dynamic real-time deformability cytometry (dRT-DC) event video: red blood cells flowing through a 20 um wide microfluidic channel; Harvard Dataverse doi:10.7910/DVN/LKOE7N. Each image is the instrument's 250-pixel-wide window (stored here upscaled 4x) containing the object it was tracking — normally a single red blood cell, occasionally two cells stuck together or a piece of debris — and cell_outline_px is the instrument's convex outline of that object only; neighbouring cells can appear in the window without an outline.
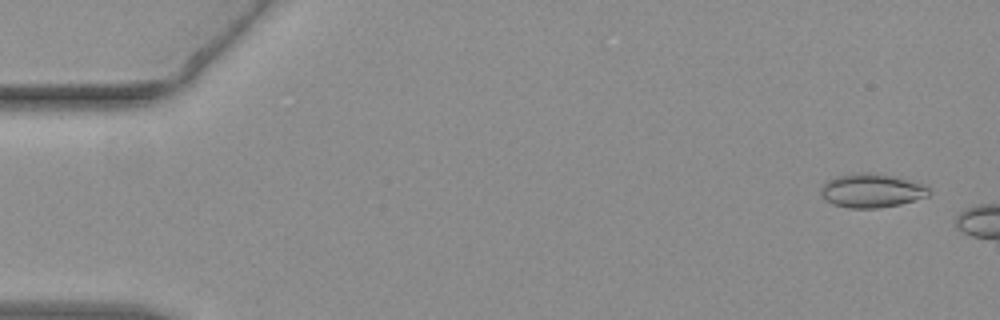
{"species": "common noctule bat (a hibernating species)", "species_latin": "Nyctalus noctula", "temperature_condition": "warm", "stored_images_in_passage": 10, "camera_frame_rate_fps": 3000, "um_per_image_px": 0.085, "animal": {"sex": "female", "body_mass_g": 19.3, "forearm_length_mm": 54.1}, "frame": {"image": 1, "passage_image": 3, "time_ms": 0.667, "image_size_px": [1000, 320], "cell_outline_px": [[932, 192], [928, 196], [900, 204], [876, 208], [848, 208], [832, 204], [824, 200], [820, 196], [820, 184], [836, 176], [856, 172], [872, 172], [896, 176], [924, 184], [932, 188]], "centroid_in_image_um": [74.07, 16.19], "position_along_channel_um": 10.9, "area_um2": 21.91}}